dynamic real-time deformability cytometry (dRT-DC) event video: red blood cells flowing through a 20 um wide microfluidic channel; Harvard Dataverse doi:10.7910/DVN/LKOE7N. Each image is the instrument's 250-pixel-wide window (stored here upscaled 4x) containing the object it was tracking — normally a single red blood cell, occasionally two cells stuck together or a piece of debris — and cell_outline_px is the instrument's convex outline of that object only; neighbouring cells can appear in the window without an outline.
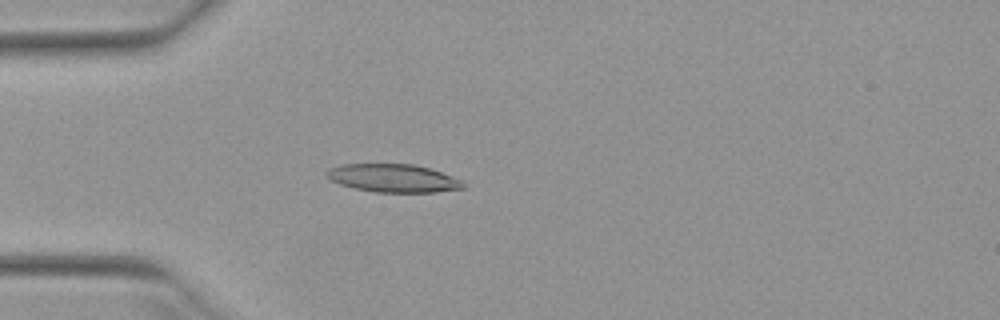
{"species": "Egyptian fruit bat (a non-hibernating species)", "species_latin": "Rousettus aegyptiacus", "temperature_condition": "warm", "stored_images_in_passage": 52, "camera_frame_rate_fps": 3000, "um_per_image_px": 0.085, "animal": {"sex": "female"}, "frame": {"image": 1, "passage_image": 15, "time_ms": 4.667, "image_size_px": [1000, 320], "cell_outline_px": [[464, 188], [436, 192], [376, 192], [356, 188], [340, 184], [328, 180], [324, 176], [324, 172], [340, 164], [412, 164], [428, 168], [452, 176], [460, 180], [464, 184]], "centroid_in_image_um": [33.37, 15.14], "position_along_channel_um": 51.6, "area_um2": 22.25}}
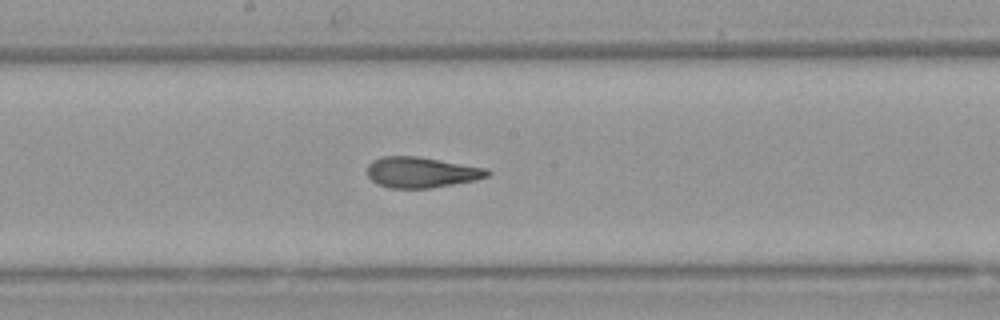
{"frame": {"image": 2, "passage_image": 28, "time_ms": 9.0, "image_size_px": [1000, 320], "cell_outline_px": [[492, 172], [488, 176], [476, 180], [428, 188], [388, 188], [376, 184], [368, 176], [368, 164], [372, 160], [384, 156], [416, 156], [488, 168]], "centroid_in_image_um": [35.81, 14.64], "position_along_channel_um": 212.4, "area_um2": 21.5}}
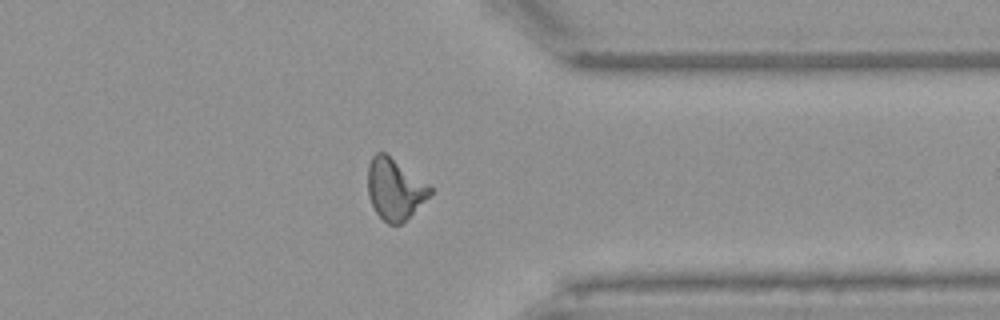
{"frame": {"image": 3, "passage_image": 41, "time_ms": 13.333, "image_size_px": [1000, 320], "cell_outline_px": [[432, 192], [400, 224], [388, 224], [376, 212], [368, 196], [368, 164], [372, 156], [376, 152], [384, 152], [432, 188]], "centroid_in_image_um": [33.5, 16.06], "position_along_channel_um": 377.9, "area_um2": 21.39}, "authors_computed_cell_mechanics": {"area_um2": 21.6461, "velocity_mm_per_s": 3.965, "shape_relaxation_time_tau1_ms": 9.8223, "shape_relaxation_time_tau2_ms": 1.7953, "deformation_change_tau1": 0.2778, "deformation_change_tau2": 0.0997}}